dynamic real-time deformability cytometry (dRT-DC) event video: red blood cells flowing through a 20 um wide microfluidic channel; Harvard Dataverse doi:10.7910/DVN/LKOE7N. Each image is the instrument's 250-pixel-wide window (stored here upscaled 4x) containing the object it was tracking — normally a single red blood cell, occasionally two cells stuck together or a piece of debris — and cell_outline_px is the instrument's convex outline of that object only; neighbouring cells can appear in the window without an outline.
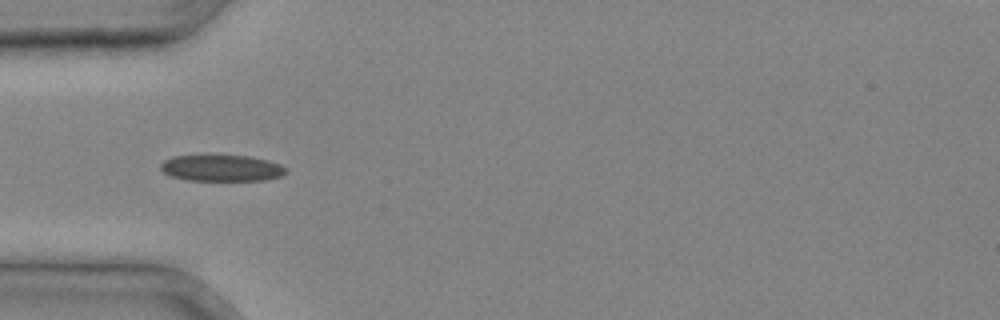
{"species": "common noctule bat (a hibernating species)", "species_latin": "Nyctalus noctula", "temperature_condition": "cold", "stored_images_in_passage": 36, "camera_frame_rate_fps": 3000, "um_per_image_px": 0.085, "animal": {"sex": "male", "body_mass_g": 20.4}, "frame": {"image": 1, "passage_image": 11, "time_ms": 3.333, "image_size_px": [1000, 320], "cell_outline_px": [[288, 172], [280, 176], [264, 180], [188, 180], [172, 176], [164, 172], [160, 168], [160, 164], [164, 160], [172, 156], [248, 156], [268, 160], [280, 164], [288, 168]], "centroid_in_image_um": [18.87, 14.29], "position_along_channel_um": 66.1, "area_um2": 19.07}}
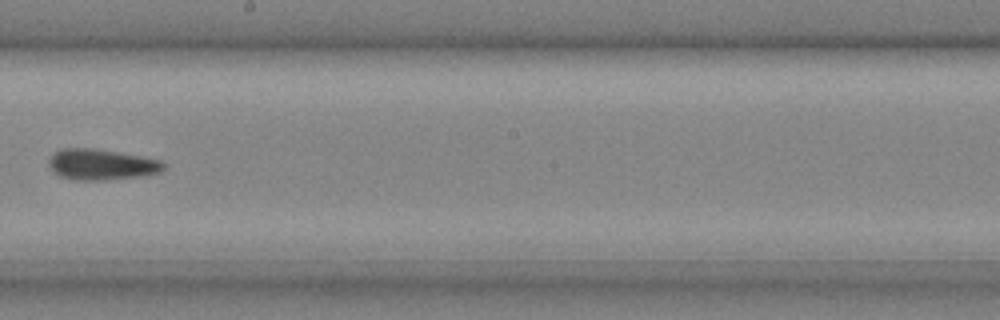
{"frame": {"image": 2, "passage_image": 21, "time_ms": 6.667, "image_size_px": [1000, 320], "cell_outline_px": [[164, 168], [160, 172], [136, 176], [100, 180], [76, 180], [60, 176], [48, 164], [48, 160], [56, 152], [64, 148], [92, 148], [140, 156], [160, 160], [164, 164]], "centroid_in_image_um": [8.6, 13.98], "position_along_channel_um": 239.6, "area_um2": 20.06}}